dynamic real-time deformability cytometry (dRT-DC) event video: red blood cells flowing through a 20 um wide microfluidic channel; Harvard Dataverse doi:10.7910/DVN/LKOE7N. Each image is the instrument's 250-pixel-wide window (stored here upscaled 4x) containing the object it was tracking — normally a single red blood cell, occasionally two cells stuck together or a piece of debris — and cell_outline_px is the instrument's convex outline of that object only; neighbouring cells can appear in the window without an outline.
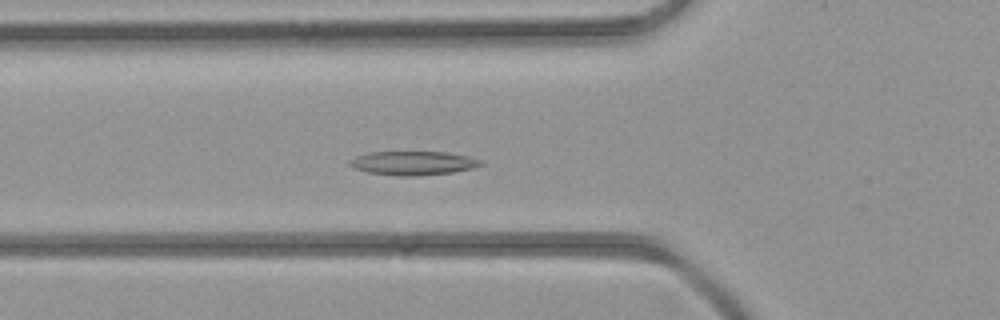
{"species": "common noctule bat (a hibernating species)", "species_latin": "Nyctalus noctula", "temperature_condition": "room temperature", "stored_images_in_passage": 33, "camera_frame_rate_fps": 3000, "um_per_image_px": 0.085, "animal": {"sex": "female", "body_mass_g": 21.9}, "frame": {"image": 1, "passage_image": 4, "time_ms": 1.0, "image_size_px": [1000, 320], "cell_outline_px": [[484, 164], [472, 168], [452, 172], [416, 176], [396, 176], [364, 172], [352, 168], [348, 164], [348, 160], [356, 156], [368, 152], [448, 152], [468, 156], [480, 160]], "centroid_in_image_um": [35.04, 13.87], "position_along_channel_um": 90.8, "area_um2": 18.44}}
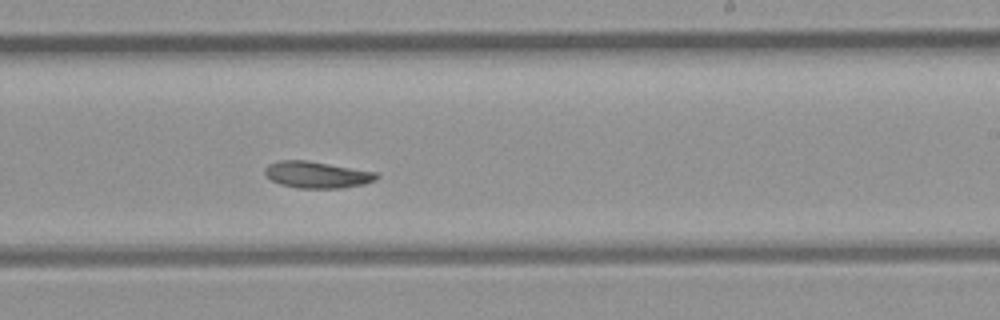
{"frame": {"image": 2, "passage_image": 15, "time_ms": 4.667, "image_size_px": [1000, 320], "cell_outline_px": [[380, 176], [376, 180], [364, 184], [340, 188], [296, 188], [280, 184], [272, 180], [264, 172], [264, 168], [268, 164], [280, 160], [308, 160], [376, 172]], "centroid_in_image_um": [26.94, 14.85], "position_along_channel_um": 262.1, "area_um2": 17.34}}
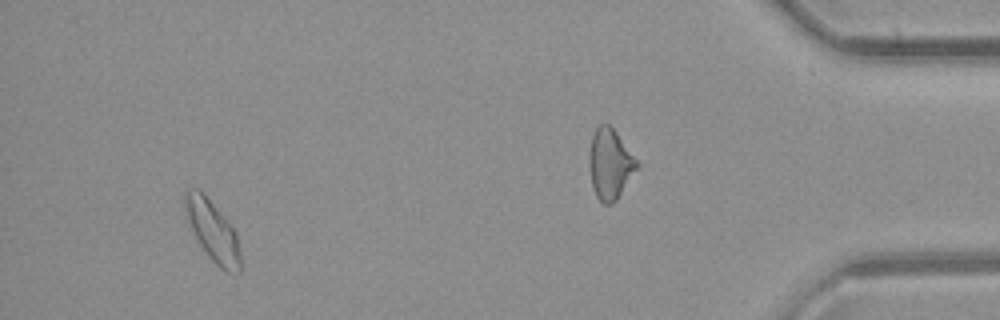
{"frame": {"image": 3, "passage_image": 30, "time_ms": 9.667, "image_size_px": [1000, 320], "cell_outline_px": [[244, 268], [240, 272], [232, 276], [224, 272], [208, 256], [192, 232], [184, 208], [184, 188], [200, 188], [228, 220], [236, 232]], "centroid_in_image_um": [18.11, 19.66], "position_along_channel_um": 417.1, "area_um2": 20.4}}